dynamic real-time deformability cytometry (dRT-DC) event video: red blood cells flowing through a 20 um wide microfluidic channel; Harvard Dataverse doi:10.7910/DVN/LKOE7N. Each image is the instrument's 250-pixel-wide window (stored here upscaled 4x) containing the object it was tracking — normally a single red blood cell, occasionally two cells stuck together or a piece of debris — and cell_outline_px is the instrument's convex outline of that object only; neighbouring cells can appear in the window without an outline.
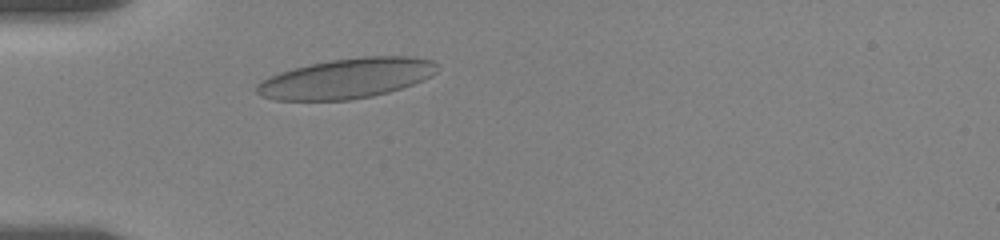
{"species": "human", "species_latin": "Homo sapiens", "temperature_condition": "room temperature", "stored_images_in_passage": 9, "camera_frame_rate_fps": 3000, "um_per_image_px": 0.085, "donor": {"sex": "female"}, "frame": {"image": 1, "passage_image": 1, "time_ms": 0.0, "image_size_px": [1000, 240], "cell_outline_px": [[440, 68], [432, 76], [412, 84], [388, 92], [372, 96], [352, 100], [272, 100], [260, 96], [256, 92], [256, 84], [260, 80], [280, 72], [308, 64], [328, 60], [364, 56], [412, 56], [432, 60]], "centroid_in_image_um": [29.44, 6.66], "position_along_channel_um": 55.6, "area_um2": 42.37}}
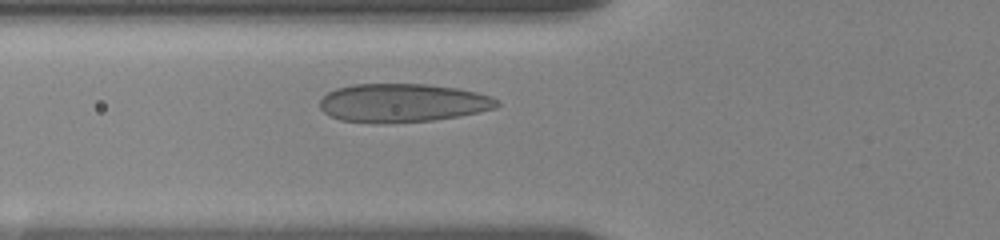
{"frame": {"image": 2, "passage_image": 5, "time_ms": 1.333, "image_size_px": [1000, 240], "cell_outline_px": [[500, 104], [496, 108], [480, 112], [460, 116], [432, 120], [388, 124], [340, 120], [328, 116], [320, 108], [320, 100], [328, 92], [336, 88], [352, 84], [428, 84], [456, 88], [476, 92], [492, 96], [500, 100]], "centroid_in_image_um": [34.24, 8.75], "position_along_channel_um": 91.6, "area_um2": 40.17}}
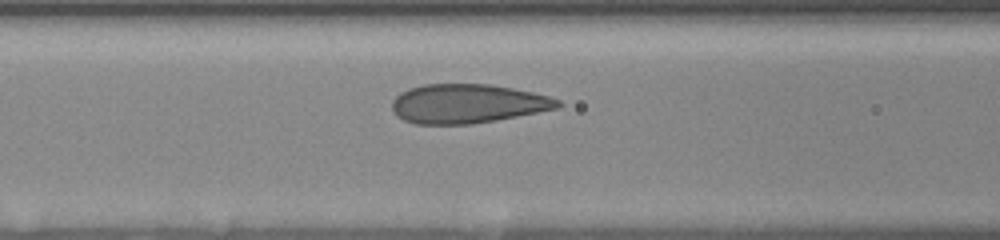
{"frame": {"image": 3, "passage_image": 8, "time_ms": 2.333, "image_size_px": [1000, 240], "cell_outline_px": [[564, 104], [560, 108], [496, 120], [472, 124], [416, 124], [404, 120], [396, 116], [392, 112], [392, 100], [400, 92], [408, 88], [424, 84], [492, 84], [532, 92], [548, 96], [560, 100]], "centroid_in_image_um": [39.73, 8.81], "position_along_channel_um": 126.9, "area_um2": 38.09}}